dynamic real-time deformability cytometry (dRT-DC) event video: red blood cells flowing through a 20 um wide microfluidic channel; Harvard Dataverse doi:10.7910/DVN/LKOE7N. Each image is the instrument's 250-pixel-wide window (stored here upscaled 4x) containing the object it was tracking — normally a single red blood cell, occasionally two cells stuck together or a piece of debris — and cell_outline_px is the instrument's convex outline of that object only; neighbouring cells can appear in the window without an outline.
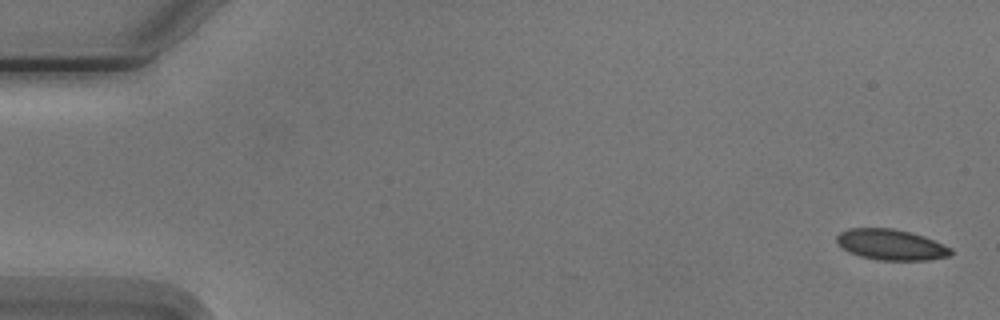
{"species": "Egyptian fruit bat (a non-hibernating species)", "species_latin": "Rousettus aegyptiacus", "temperature_condition": "cold", "stored_images_in_passage": 4, "camera_frame_rate_fps": 3000, "um_per_image_px": 0.085, "animal": {"sex": "male"}, "frame": {"image": 1, "passage_image": 1, "time_ms": 0.0, "image_size_px": [1000, 320], "cell_outline_px": [[952, 256], [928, 260], [876, 260], [860, 256], [848, 252], [836, 244], [836, 236], [840, 232], [848, 228], [892, 228], [924, 236], [952, 248]], "centroid_in_image_um": [75.71, 20.8], "position_along_channel_um": 9.3, "area_um2": 20.63}}
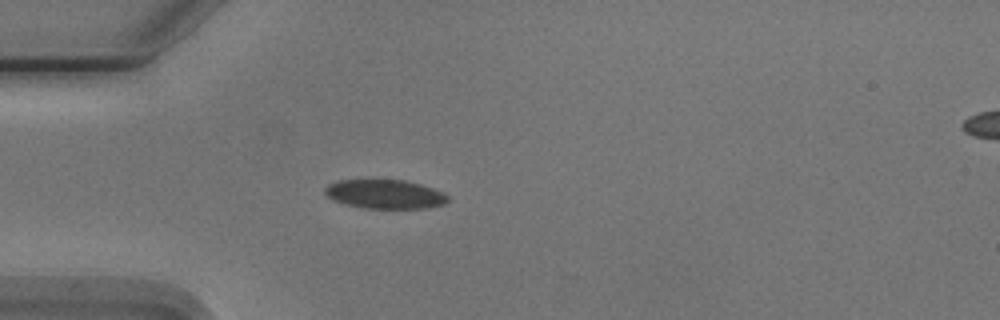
{"frame": {"image": 2, "passage_image": 4, "time_ms": 4.667, "image_size_px": [1000, 320], "cell_outline_px": [[448, 200], [444, 204], [428, 208], [364, 208], [344, 204], [332, 200], [324, 192], [324, 188], [328, 184], [340, 180], [404, 180], [420, 184], [444, 192], [448, 196]], "centroid_in_image_um": [32.71, 16.51], "position_along_channel_um": 52.3, "area_um2": 20.81}}